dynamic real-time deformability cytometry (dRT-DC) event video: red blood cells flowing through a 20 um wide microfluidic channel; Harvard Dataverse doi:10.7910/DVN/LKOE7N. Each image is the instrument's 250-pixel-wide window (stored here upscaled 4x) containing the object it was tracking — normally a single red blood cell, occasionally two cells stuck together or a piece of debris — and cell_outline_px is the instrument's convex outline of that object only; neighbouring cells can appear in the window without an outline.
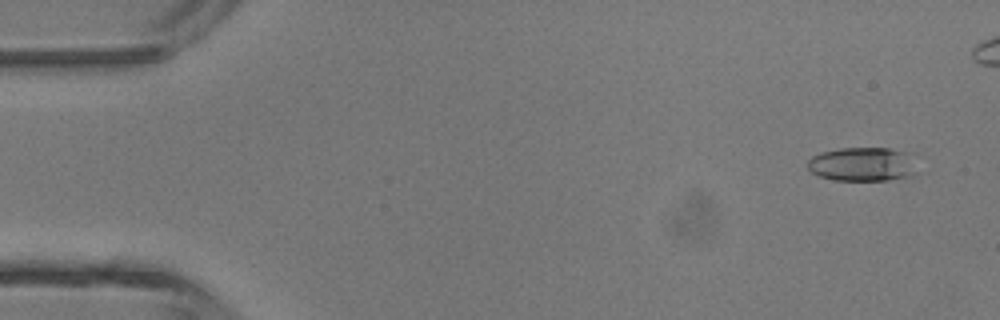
{"species": "common noctule bat (a hibernating species)", "species_latin": "Nyctalus noctula", "temperature_condition": "room temperature", "stored_images_in_passage": 40, "camera_frame_rate_fps": 3000, "um_per_image_px": 0.085, "animal": {"sex": "male", "body_mass_g": 13.3}, "frame": {"image": 1, "passage_image": 2, "time_ms": 0.333, "image_size_px": [1000, 320], "cell_outline_px": [[916, 172], [912, 176], [888, 180], [832, 180], [820, 176], [812, 172], [808, 168], [808, 160], [812, 156], [820, 152], [840, 148], [888, 148], [904, 152]], "centroid_in_image_um": [73.22, 13.97], "position_along_channel_um": 11.8, "area_um2": 21.27}}
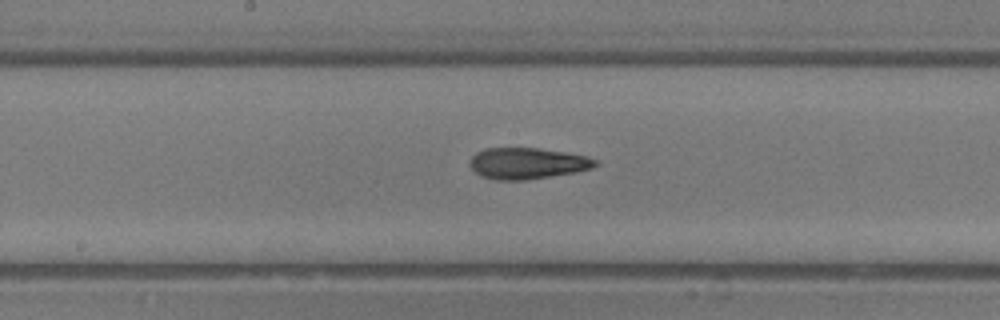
{"frame": {"image": 2, "passage_image": 23, "time_ms": 7.333, "image_size_px": [1000, 320], "cell_outline_px": [[600, 164], [592, 168], [576, 172], [524, 180], [496, 180], [480, 176], [468, 164], [472, 156], [476, 152], [484, 148], [540, 148], [564, 152], [584, 156], [596, 160]], "centroid_in_image_um": [44.79, 13.88], "position_along_channel_um": 203.4, "area_um2": 22.83}}
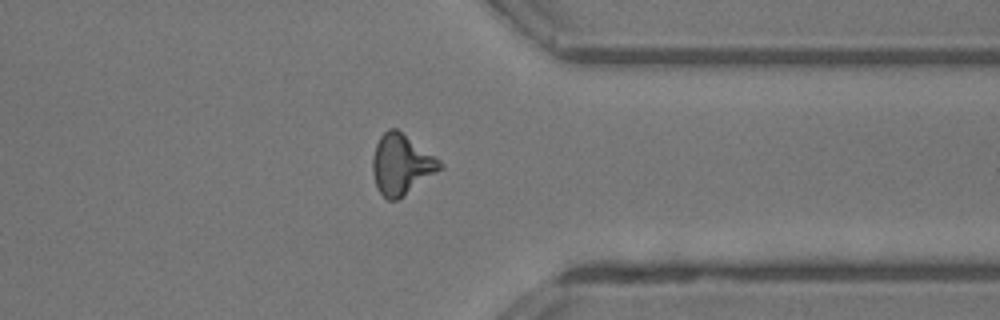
{"frame": {"image": 3, "passage_image": 35, "time_ms": 11.333, "image_size_px": [1000, 320], "cell_outline_px": [[444, 168], [404, 196], [396, 200], [388, 200], [380, 192], [376, 184], [372, 172], [372, 156], [376, 144], [380, 136], [388, 128], [396, 128], [436, 156], [444, 164]], "centroid_in_image_um": [34.14, 13.97], "position_along_channel_um": 377.3, "area_um2": 23.81}}